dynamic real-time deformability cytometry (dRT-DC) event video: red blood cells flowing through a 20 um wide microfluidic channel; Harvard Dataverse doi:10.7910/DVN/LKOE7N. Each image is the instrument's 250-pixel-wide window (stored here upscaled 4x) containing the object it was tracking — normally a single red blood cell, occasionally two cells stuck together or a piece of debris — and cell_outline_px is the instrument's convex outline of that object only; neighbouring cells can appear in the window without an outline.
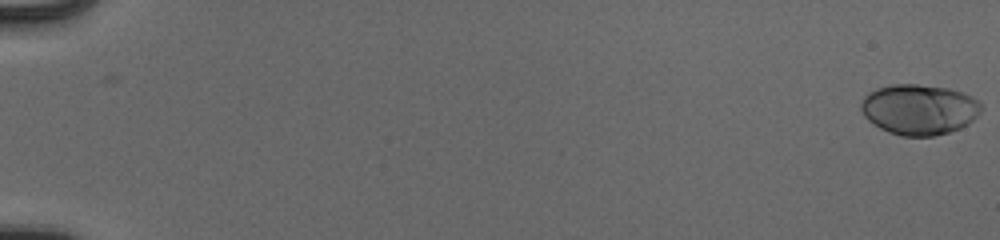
{"species": "human", "species_latin": "Homo sapiens", "temperature_condition": "cold", "stored_images_in_passage": 55, "camera_frame_rate_fps": 3000, "um_per_image_px": 0.085, "donor": {"sex": "male"}, "frame": {"image": 1, "passage_image": 1, "time_ms": 0.0, "image_size_px": [1000, 240], "cell_outline_px": [[984, 108], [968, 124], [960, 128], [936, 136], [900, 136], [888, 132], [880, 128], [868, 120], [864, 116], [860, 108], [860, 104], [864, 96], [868, 92], [876, 88], [892, 84], [916, 84], [948, 88], [964, 92], [972, 96]], "centroid_in_image_um": [78.11, 9.3], "position_along_channel_um": 6.9, "area_um2": 35.6}}
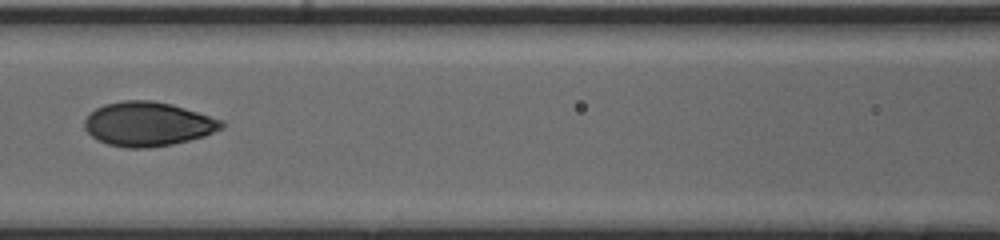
{"frame": {"image": 2, "passage_image": 28, "time_ms": 9.0, "image_size_px": [1000, 240], "cell_outline_px": [[224, 128], [204, 136], [172, 144], [148, 148], [124, 148], [108, 144], [96, 140], [84, 128], [84, 120], [96, 108], [104, 104], [124, 100], [152, 100], [172, 104], [224, 120]], "centroid_in_image_um": [12.58, 10.54], "position_along_channel_um": 154.0, "area_um2": 35.43}}
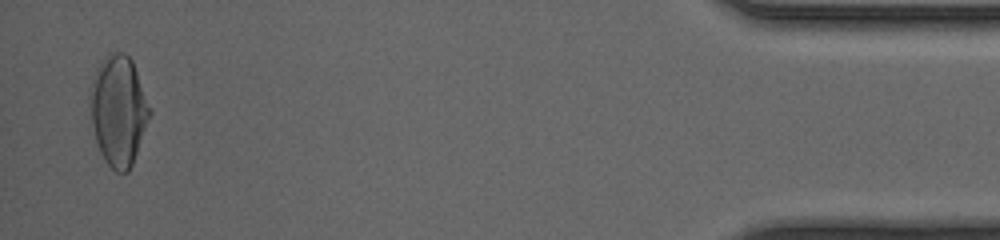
{"frame": {"image": 3, "passage_image": 54, "time_ms": 17.667, "image_size_px": [1000, 240], "cell_outline_px": [[152, 112], [132, 164], [128, 172], [116, 172], [104, 160], [100, 152], [96, 140], [92, 124], [88, 96], [88, 88], [96, 68], [104, 56], [108, 52], [124, 52], [132, 60], [152, 108]], "centroid_in_image_um": [10.06, 9.35], "position_along_channel_um": 425.1, "area_um2": 38.78}, "authors_computed_cell_mechanics": {"area_um2": 34.5066, "velocity_mm_per_s": 3.968, "shape_relaxation_time_tau1_ms": 5.7565, "shape_relaxation_time_tau2_ms": null, "deformation_change_tau1": 0.2118, "deformation_change_tau2": null}}